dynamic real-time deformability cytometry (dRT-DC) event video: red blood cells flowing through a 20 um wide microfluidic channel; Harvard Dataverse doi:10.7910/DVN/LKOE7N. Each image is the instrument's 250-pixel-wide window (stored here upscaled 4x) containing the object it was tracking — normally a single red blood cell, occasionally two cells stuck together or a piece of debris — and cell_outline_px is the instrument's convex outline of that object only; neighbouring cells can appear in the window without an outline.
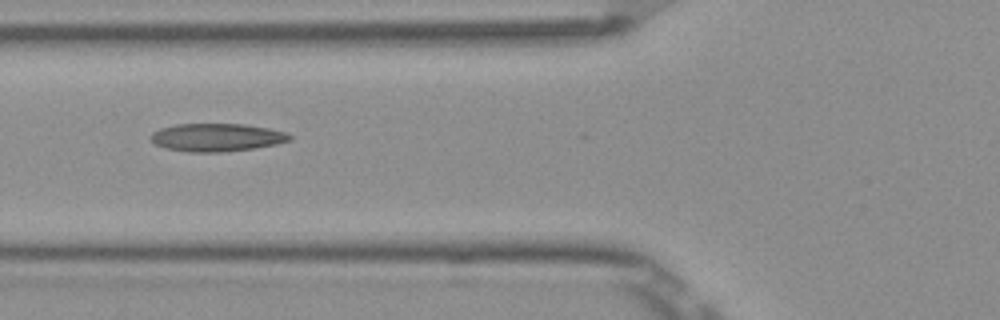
{"species": "Egyptian fruit bat (a non-hibernating species)", "species_latin": "Rousettus aegyptiacus", "temperature_condition": "room temperature", "stored_images_in_passage": 8, "camera_frame_rate_fps": 3000, "um_per_image_px": 0.085, "frame": {"image": 1, "passage_image": 5, "time_ms": 1.333, "image_size_px": [1000, 320], "cell_outline_px": [[292, 140], [276, 144], [252, 148], [224, 152], [188, 152], [164, 148], [156, 144], [152, 140], [152, 132], [160, 128], [176, 124], [244, 124], [268, 128], [288, 132], [292, 136]], "centroid_in_image_um": [18.44, 11.68], "position_along_channel_um": 107.4, "area_um2": 22.66}}
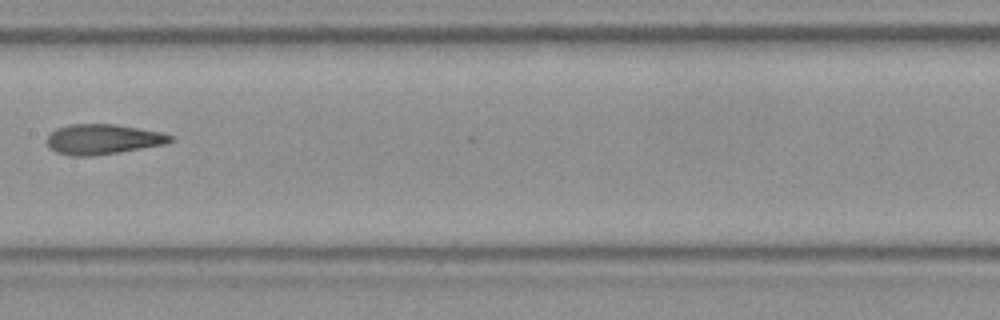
{"frame": {"image": 2, "passage_image": 7, "time_ms": 2.0, "image_size_px": [1000, 320], "cell_outline_px": [[176, 140], [168, 144], [120, 152], [92, 156], [72, 156], [56, 152], [48, 148], [44, 140], [56, 128], [68, 124], [116, 124], [160, 132], [172, 136]], "centroid_in_image_um": [8.73, 11.84], "position_along_channel_um": 198.7, "area_um2": 22.02}}
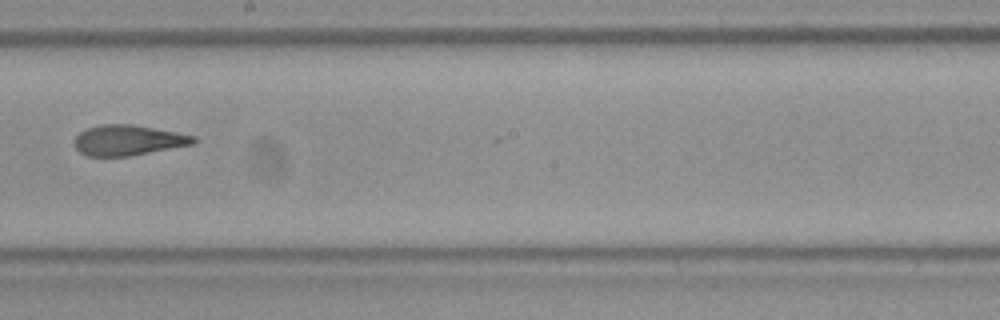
{"frame": {"image": 3, "passage_image": 8, "time_ms": 2.333, "image_size_px": [1000, 320], "cell_outline_px": [[196, 144], [128, 156], [88, 156], [80, 152], [72, 144], [72, 140], [80, 132], [88, 128], [100, 124], [132, 124], [196, 136]], "centroid_in_image_um": [10.87, 11.92], "position_along_channel_um": 237.3, "area_um2": 21.15}}